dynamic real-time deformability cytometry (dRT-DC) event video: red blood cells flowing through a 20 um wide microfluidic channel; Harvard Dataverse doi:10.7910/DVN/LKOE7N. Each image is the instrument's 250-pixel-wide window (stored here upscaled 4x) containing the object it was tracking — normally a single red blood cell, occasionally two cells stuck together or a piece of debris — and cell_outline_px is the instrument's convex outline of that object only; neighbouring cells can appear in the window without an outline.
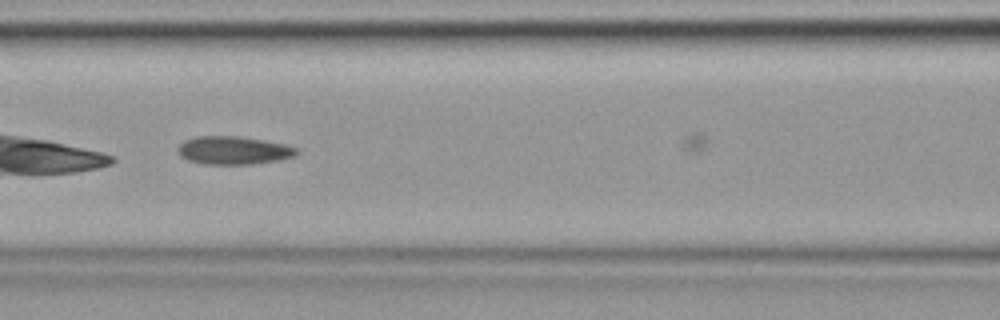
{"species": "common noctule bat (a hibernating species)", "species_latin": "Nyctalus noctula", "temperature_condition": "cold", "stored_images_in_passage": 13, "camera_frame_rate_fps": 3000, "um_per_image_px": 0.085, "animal": {"sex": "female", "body_mass_g": 19.9}, "frame": {"image": 1, "passage_image": 10, "time_ms": 3.0, "image_size_px": [1000, 320], "cell_outline_px": [[300, 152], [296, 156], [280, 160], [252, 164], [204, 164], [188, 160], [180, 156], [176, 148], [184, 140], [196, 136], [240, 136], [264, 140], [284, 144], [296, 148]], "centroid_in_image_um": [19.85, 12.78], "position_along_channel_um": 146.8, "area_um2": 19.65}}